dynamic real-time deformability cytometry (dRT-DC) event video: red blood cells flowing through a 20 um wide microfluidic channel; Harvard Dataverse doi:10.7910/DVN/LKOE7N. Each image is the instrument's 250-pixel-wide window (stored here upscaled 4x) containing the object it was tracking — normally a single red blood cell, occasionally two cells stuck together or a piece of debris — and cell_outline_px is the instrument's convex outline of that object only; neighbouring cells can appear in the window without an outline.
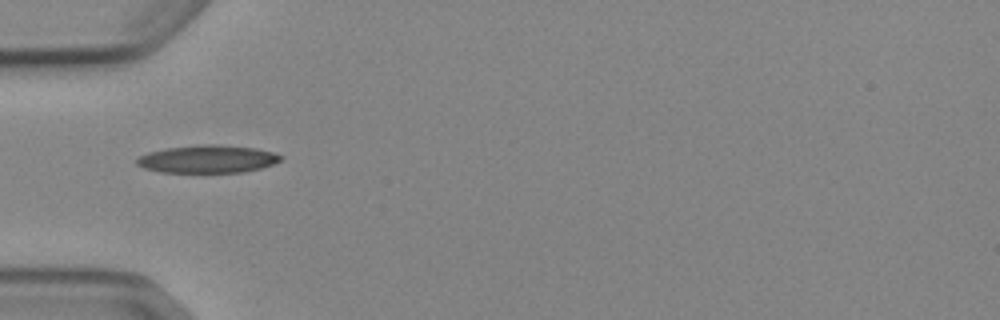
{"species": "Egyptian fruit bat (a non-hibernating species)", "species_latin": "Rousettus aegyptiacus", "temperature_condition": "cold", "stored_images_in_passage": 3, "camera_frame_rate_fps": 3000, "um_per_image_px": 0.085, "animal": {"sex": "female"}, "frame": {"image": 1, "passage_image": 1, "time_ms": 0.0, "image_size_px": [1000, 320], "cell_outline_px": [[284, 156], [280, 160], [272, 164], [260, 168], [244, 172], [160, 172], [144, 168], [136, 164], [136, 160], [140, 156], [148, 152], [168, 148], [196, 144], [216, 144], [256, 148], [272, 152]], "centroid_in_image_um": [17.64, 13.51], "position_along_channel_um": 67.4, "area_um2": 23.24}}
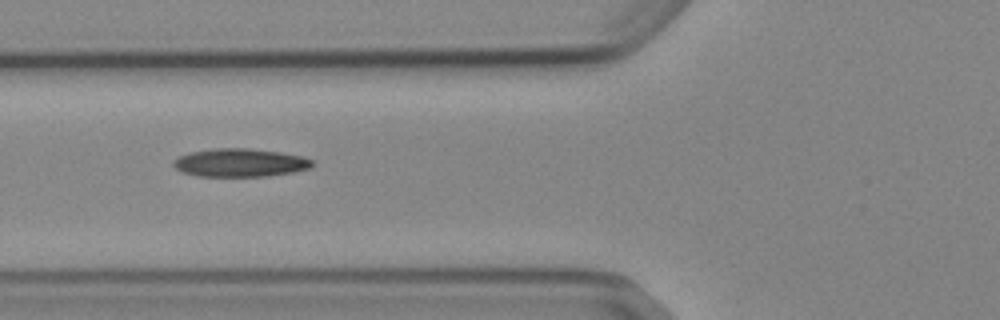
{"frame": {"image": 2, "passage_image": 2, "time_ms": 1.0, "image_size_px": [1000, 320], "cell_outline_px": [[316, 164], [312, 168], [292, 172], [268, 176], [200, 176], [184, 172], [176, 168], [172, 164], [172, 160], [188, 152], [216, 148], [248, 148], [280, 152], [304, 156], [312, 160]], "centroid_in_image_um": [20.45, 13.82], "position_along_channel_um": 105.4, "area_um2": 22.95}}